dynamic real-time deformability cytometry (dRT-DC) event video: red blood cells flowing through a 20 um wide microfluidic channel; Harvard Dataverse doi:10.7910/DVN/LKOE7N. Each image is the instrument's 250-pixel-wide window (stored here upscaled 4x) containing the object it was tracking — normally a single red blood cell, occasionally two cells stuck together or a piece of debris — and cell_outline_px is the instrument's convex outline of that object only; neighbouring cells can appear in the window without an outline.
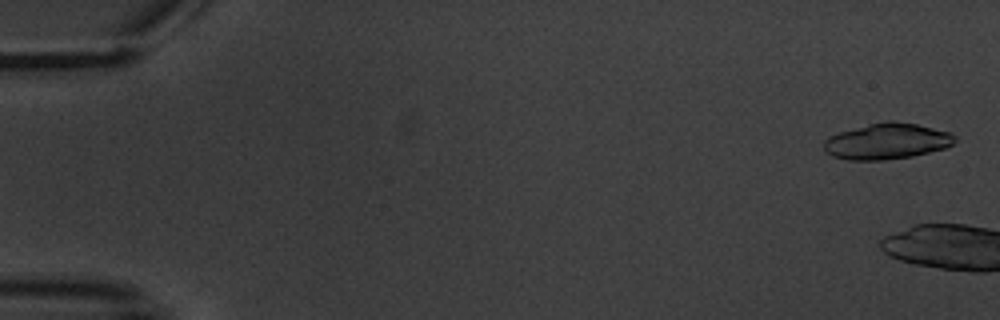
{"species": "common noctule bat (a hibernating species)", "species_latin": "Nyctalus noctula", "temperature_condition": "warm", "stored_images_in_passage": 8, "camera_frame_rate_fps": 3000, "um_per_image_px": 0.085, "animal": {"sex": "male", "body_mass_g": 20.1, "forearm_length_mm": 53.5}, "frame": {"image": 1, "passage_image": 1, "time_ms": 0.0, "image_size_px": [1000, 320], "cell_outline_px": [[956, 140], [952, 144], [944, 148], [912, 156], [884, 160], [848, 160], [832, 156], [824, 152], [824, 140], [828, 136], [840, 132], [868, 124], [888, 120], [892, 120], [916, 124], [952, 132], [956, 136]], "centroid_in_image_um": [75.38, 12.0], "position_along_channel_um": 9.6, "area_um2": 27.51}}